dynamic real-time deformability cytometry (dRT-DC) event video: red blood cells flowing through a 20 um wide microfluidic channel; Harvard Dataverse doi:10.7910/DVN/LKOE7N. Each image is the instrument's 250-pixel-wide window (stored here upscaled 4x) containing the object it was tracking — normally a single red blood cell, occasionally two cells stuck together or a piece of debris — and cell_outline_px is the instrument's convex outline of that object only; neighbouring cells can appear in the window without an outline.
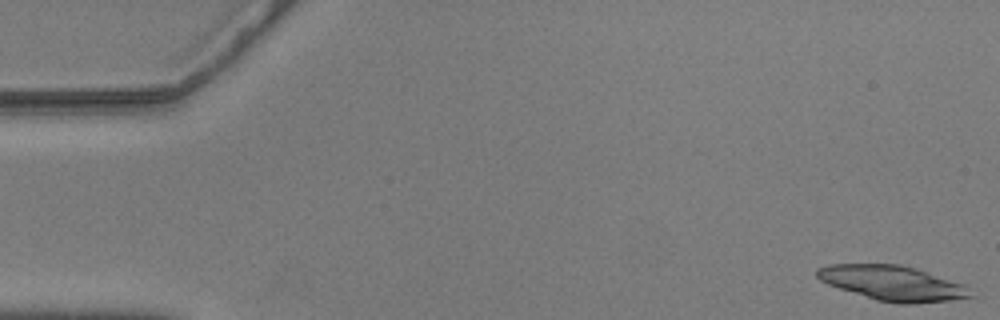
{"species": "common noctule bat (a hibernating species)", "species_latin": "Nyctalus noctula", "temperature_condition": "warm", "stored_images_in_passage": 55, "segment_of_instrument_passage": [1, 2], "camera_frame_rate_fps": 3000, "um_per_image_px": 0.085, "animal": {"sex": "male", "body_mass_g": 20.5, "forearm_length_mm": 52.5}, "frame": {"image": 1, "passage_image": 1, "time_ms": 0.0, "image_size_px": [1000, 320], "cell_outline_px": [[976, 296], [948, 300], [916, 304], [896, 304], [876, 300], [828, 284], [820, 280], [816, 276], [816, 268], [828, 264], [900, 264], [916, 268], [964, 284]], "centroid_in_image_um": [75.87, 24.06], "position_along_channel_um": 9.1, "area_um2": 31.27}}